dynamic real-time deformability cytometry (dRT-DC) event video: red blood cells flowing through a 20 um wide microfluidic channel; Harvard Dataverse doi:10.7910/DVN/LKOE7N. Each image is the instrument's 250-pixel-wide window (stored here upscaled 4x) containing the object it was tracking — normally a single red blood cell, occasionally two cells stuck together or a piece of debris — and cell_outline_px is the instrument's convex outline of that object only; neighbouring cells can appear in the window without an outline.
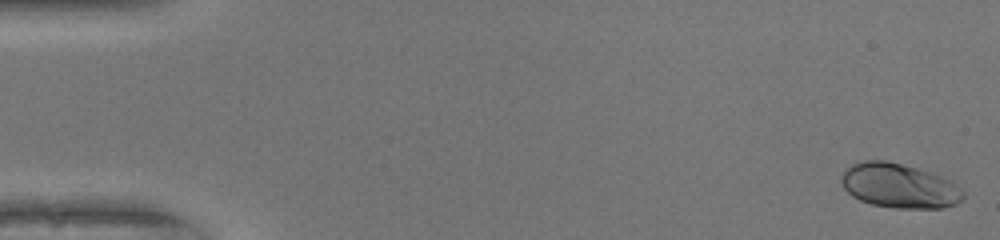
{"species": "human", "species_latin": "Homo sapiens", "temperature_condition": "warm", "stored_images_in_passage": 51, "camera_frame_rate_fps": 3000, "um_per_image_px": 0.085, "donor": {"sex": "female"}, "frame": {"image": 1, "passage_image": 1, "time_ms": 0.0, "image_size_px": [1000, 240], "cell_outline_px": [[964, 200], [956, 204], [944, 208], [896, 208], [872, 204], [860, 200], [852, 196], [844, 188], [840, 180], [840, 176], [844, 168], [852, 164], [864, 160], [884, 160], [932, 172], [952, 180], [964, 192]], "centroid_in_image_um": [76.44, 15.79], "position_along_channel_um": 8.6, "area_um2": 31.91}}
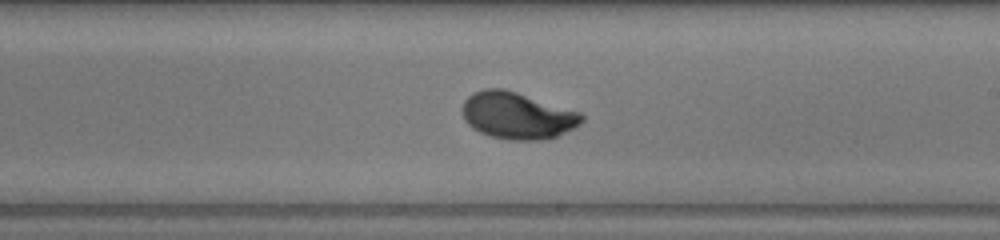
{"frame": {"image": 2, "passage_image": 30, "time_ms": 9.667, "image_size_px": [1000, 240], "cell_outline_px": [[584, 120], [580, 124], [556, 136], [544, 140], [508, 140], [488, 136], [472, 128], [464, 120], [464, 100], [472, 92], [484, 88], [504, 88], [580, 112], [584, 116]], "centroid_in_image_um": [43.95, 9.82], "position_along_channel_um": 245.0, "area_um2": 32.54}}
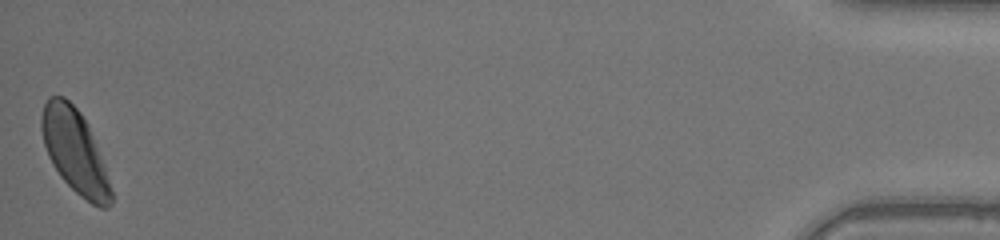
{"frame": {"image": 3, "passage_image": 51, "time_ms": 16.667, "image_size_px": [1000, 240], "cell_outline_px": [[112, 204], [108, 208], [100, 208], [92, 204], [80, 196], [60, 176], [52, 164], [48, 156], [44, 144], [40, 128], [40, 116], [44, 104], [48, 96], [64, 96], [80, 112], [88, 124], [104, 164], [112, 188]], "centroid_in_image_um": [6.35, 12.86], "position_along_channel_um": 428.8, "area_um2": 33.99}, "authors_computed_cell_mechanics": {"area_um2": 31.9056, "velocity_mm_per_s": 4.0611, "shape_relaxation_time_tau1_ms": 3.668, "shape_relaxation_time_tau2_ms": null, "deformation_change_tau1": 0.1946, "deformation_change_tau2": null}}